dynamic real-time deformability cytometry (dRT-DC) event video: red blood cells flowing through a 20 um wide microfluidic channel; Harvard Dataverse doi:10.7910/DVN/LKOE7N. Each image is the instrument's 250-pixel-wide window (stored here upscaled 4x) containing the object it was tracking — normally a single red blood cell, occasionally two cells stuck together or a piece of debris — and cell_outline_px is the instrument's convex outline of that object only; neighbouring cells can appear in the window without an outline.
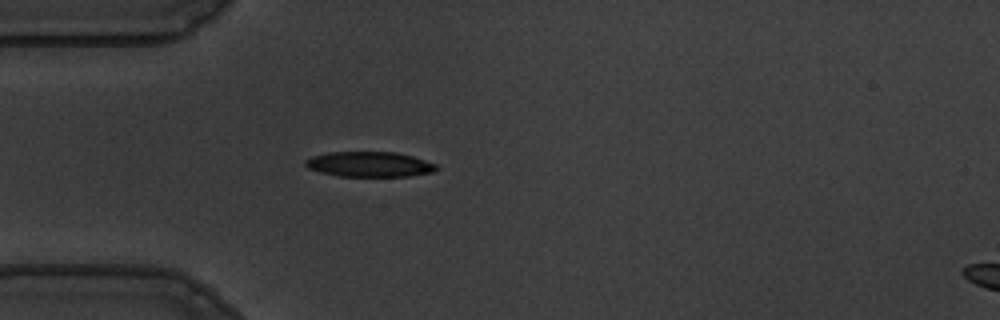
{"species": "common noctule bat (a hibernating species)", "species_latin": "Nyctalus noctula", "temperature_condition": "warm", "stored_images_in_passage": 41, "camera_frame_rate_fps": 3000, "um_per_image_px": 0.085, "animal": {"sex": "male", "body_mass_g": 19.5, "forearm_length_mm": 54.6}, "frame": {"image": 1, "passage_image": 1, "time_ms": 0.0, "image_size_px": [1000, 320], "cell_outline_px": [[440, 168], [432, 172], [408, 176], [340, 176], [320, 172], [308, 168], [304, 164], [304, 160], [312, 156], [328, 152], [396, 152], [412, 156], [436, 164]], "centroid_in_image_um": [31.39, 13.96], "position_along_channel_um": 53.6, "area_um2": 19.19}}
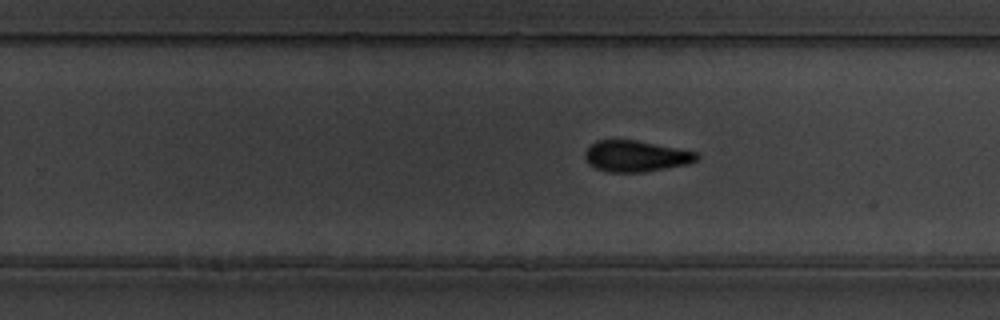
{"frame": {"image": 2, "passage_image": 20, "time_ms": 6.333, "image_size_px": [1000, 320], "cell_outline_px": [[700, 156], [696, 160], [688, 164], [640, 172], [608, 172], [596, 168], [588, 164], [584, 156], [584, 152], [596, 140], [636, 140], [696, 152]], "centroid_in_image_um": [54.01, 13.27], "position_along_channel_um": 275.8, "area_um2": 20.06}}
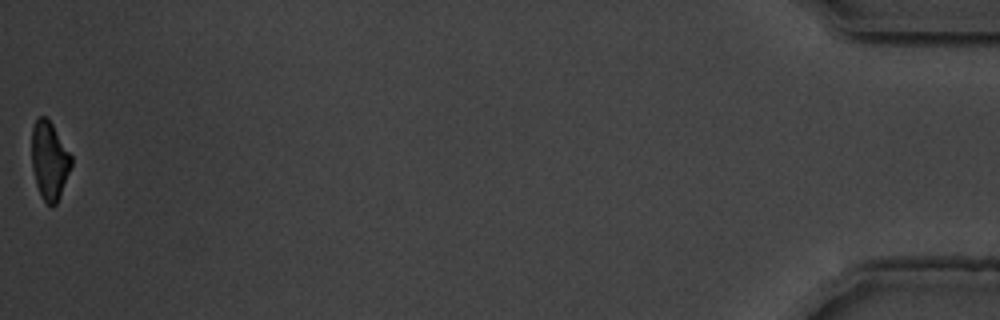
{"frame": {"image": 3, "passage_image": 41, "time_ms": 13.333, "image_size_px": [1000, 320], "cell_outline_px": [[72, 164], [60, 196], [56, 204], [48, 204], [44, 200], [36, 184], [32, 168], [32, 128], [36, 120], [40, 116], [44, 116], [52, 124], [72, 156]], "centroid_in_image_um": [4.2, 13.63], "position_along_channel_um": 431.0, "area_um2": 17.69}, "authors_computed_cell_mechanics": {"area_um2": 20.23, "velocity_mm_per_s": 3.6177, "shape_relaxation_time_tau1_ms": 4.5791, "shape_relaxation_time_tau2_ms": 3.2465, "deformation_change_tau1": 0.1732, "deformation_change_tau2": 0.116}}